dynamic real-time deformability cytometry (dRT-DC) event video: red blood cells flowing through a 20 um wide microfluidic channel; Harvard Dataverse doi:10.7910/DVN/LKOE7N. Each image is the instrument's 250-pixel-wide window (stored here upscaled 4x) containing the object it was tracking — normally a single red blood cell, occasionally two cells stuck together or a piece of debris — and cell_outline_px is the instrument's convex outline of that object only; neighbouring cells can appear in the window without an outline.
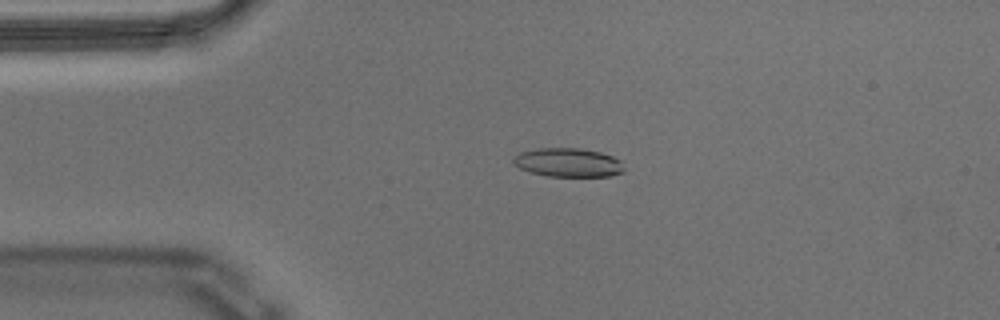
{"species": "Egyptian fruit bat (a non-hibernating species)", "species_latin": "Rousettus aegyptiacus", "temperature_condition": "warm", "stored_images_in_passage": 40, "camera_frame_rate_fps": 3000, "um_per_image_px": 0.085, "animal": {"sex": "male"}, "frame": {"image": 1, "passage_image": 12, "time_ms": 3.667, "image_size_px": [1000, 320], "cell_outline_px": [[624, 172], [612, 176], [548, 176], [532, 172], [520, 168], [512, 164], [512, 160], [520, 152], [536, 148], [580, 148], [600, 152], [612, 156], [620, 160], [624, 168]], "centroid_in_image_um": [48.3, 13.81], "position_along_channel_um": 36.7, "area_um2": 18.61}}
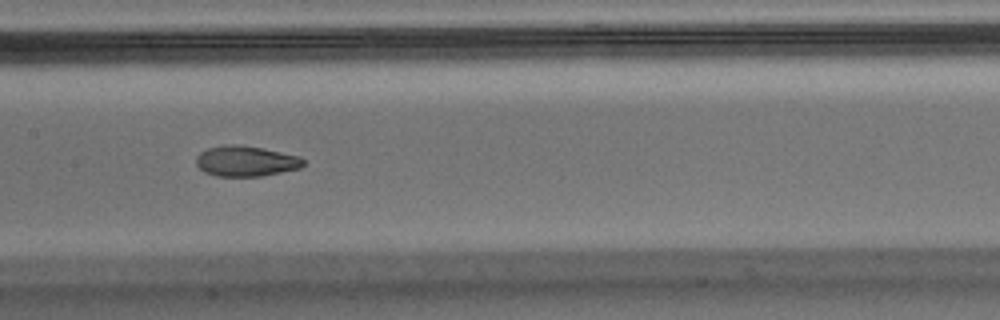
{"frame": {"image": 2, "passage_image": 27, "time_ms": 8.667, "image_size_px": [1000, 320], "cell_outline_px": [[304, 164], [300, 168], [260, 176], [216, 176], [204, 172], [196, 164], [196, 156], [200, 152], [208, 148], [232, 144], [236, 144], [264, 148], [300, 156], [304, 160]], "centroid_in_image_um": [20.89, 13.69], "position_along_channel_um": 186.5, "area_um2": 19.02}}
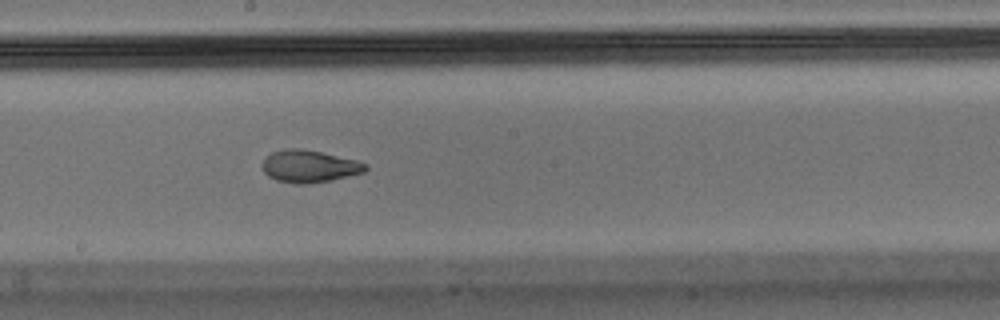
{"frame": {"image": 3, "passage_image": 30, "time_ms": 9.667, "image_size_px": [1000, 320], "cell_outline_px": [[368, 168], [364, 172], [332, 180], [308, 184], [296, 184], [276, 180], [268, 176], [264, 172], [260, 164], [264, 156], [272, 152], [288, 148], [300, 148], [320, 152], [356, 160], [368, 164]], "centroid_in_image_um": [26.25, 14.14], "position_along_channel_um": 222.0, "area_um2": 19.59}}